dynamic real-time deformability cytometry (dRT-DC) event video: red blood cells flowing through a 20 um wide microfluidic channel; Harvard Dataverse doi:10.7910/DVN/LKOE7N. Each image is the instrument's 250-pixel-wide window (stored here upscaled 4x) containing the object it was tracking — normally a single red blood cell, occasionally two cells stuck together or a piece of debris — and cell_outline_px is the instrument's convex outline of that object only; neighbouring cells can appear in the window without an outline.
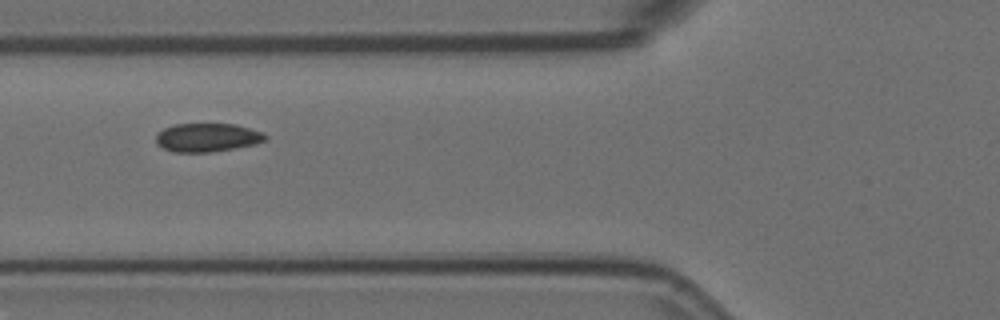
{"species": "Egyptian fruit bat (a non-hibernating species)", "species_latin": "Rousettus aegyptiacus", "temperature_condition": "room temperature", "stored_images_in_passage": 6, "camera_frame_rate_fps": 3000, "um_per_image_px": 0.085, "animal": {"sex": "female"}, "frame": {"image": 1, "passage_image": 2, "time_ms": 0.333, "image_size_px": [1000, 320], "cell_outline_px": [[268, 140], [256, 144], [212, 152], [172, 152], [156, 144], [156, 132], [172, 124], [236, 124], [264, 132], [268, 136]], "centroid_in_image_um": [17.63, 11.68], "position_along_channel_um": 108.2, "area_um2": 18.5}}
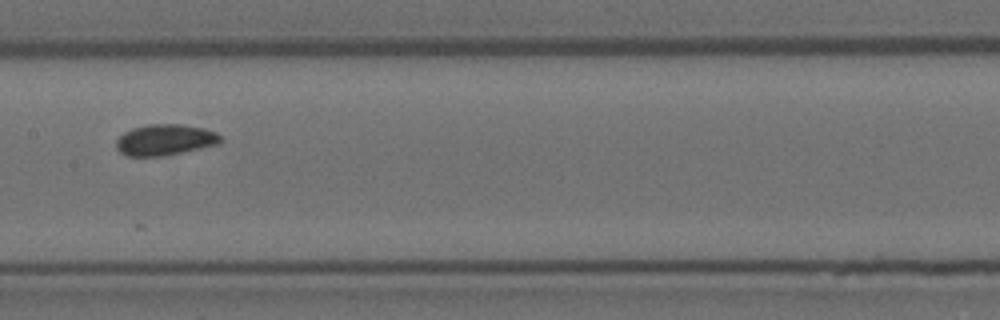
{"frame": {"image": 2, "passage_image": 4, "time_ms": 1.0, "image_size_px": [1000, 320], "cell_outline_px": [[224, 140], [220, 144], [180, 152], [156, 156], [128, 156], [120, 152], [116, 148], [116, 140], [124, 132], [132, 128], [148, 124], [180, 124], [204, 128], [216, 132]], "centroid_in_image_um": [14.03, 11.87], "position_along_channel_um": 193.4, "area_um2": 18.79}}
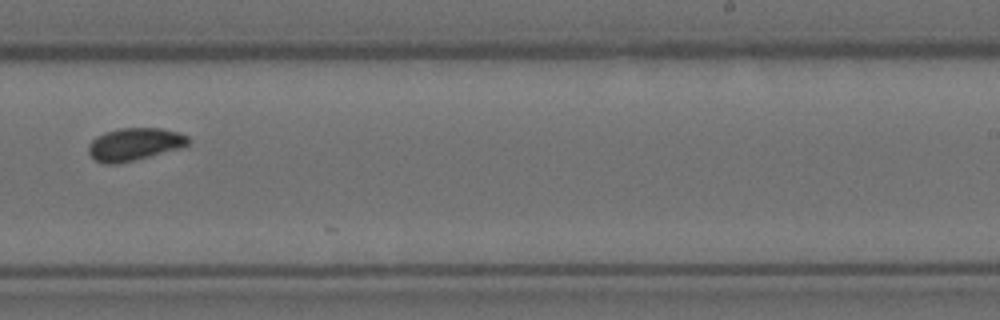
{"frame": {"image": 3, "passage_image": 6, "time_ms": 1.667, "image_size_px": [1000, 320], "cell_outline_px": [[192, 140], [184, 148], [116, 164], [100, 164], [88, 152], [88, 144], [96, 136], [104, 132], [120, 128], [160, 128], [176, 132], [188, 136]], "centroid_in_image_um": [11.44, 12.26], "position_along_channel_um": 277.6, "area_um2": 19.13}}